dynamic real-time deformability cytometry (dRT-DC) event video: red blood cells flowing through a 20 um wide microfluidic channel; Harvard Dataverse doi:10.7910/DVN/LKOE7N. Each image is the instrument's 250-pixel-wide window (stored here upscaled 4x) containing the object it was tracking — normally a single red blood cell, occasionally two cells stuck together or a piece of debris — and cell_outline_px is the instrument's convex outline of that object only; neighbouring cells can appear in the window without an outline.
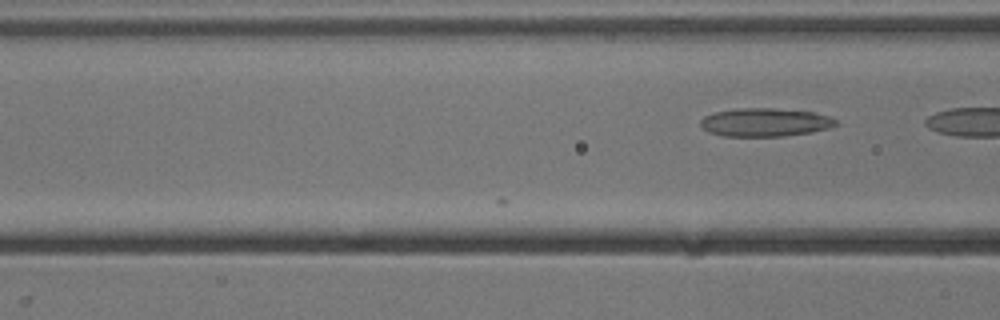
{"species": "common noctule bat (a hibernating species)", "species_latin": "Nyctalus noctula", "temperature_condition": "cold", "stored_images_in_passage": 6, "camera_frame_rate_fps": 3000, "um_per_image_px": 0.085, "animal": {"sex": "male", "body_mass_g": 13.3}, "frame": {"image": 1, "passage_image": 6, "time_ms": 1.667, "image_size_px": [1000, 320], "cell_outline_px": [[840, 124], [828, 128], [812, 132], [784, 136], [724, 136], [708, 132], [700, 124], [700, 120], [704, 116], [716, 112], [736, 108], [772, 108], [812, 112], [832, 116], [840, 120]], "centroid_in_image_um": [65.09, 10.39], "position_along_channel_um": 101.5, "area_um2": 22.54}}